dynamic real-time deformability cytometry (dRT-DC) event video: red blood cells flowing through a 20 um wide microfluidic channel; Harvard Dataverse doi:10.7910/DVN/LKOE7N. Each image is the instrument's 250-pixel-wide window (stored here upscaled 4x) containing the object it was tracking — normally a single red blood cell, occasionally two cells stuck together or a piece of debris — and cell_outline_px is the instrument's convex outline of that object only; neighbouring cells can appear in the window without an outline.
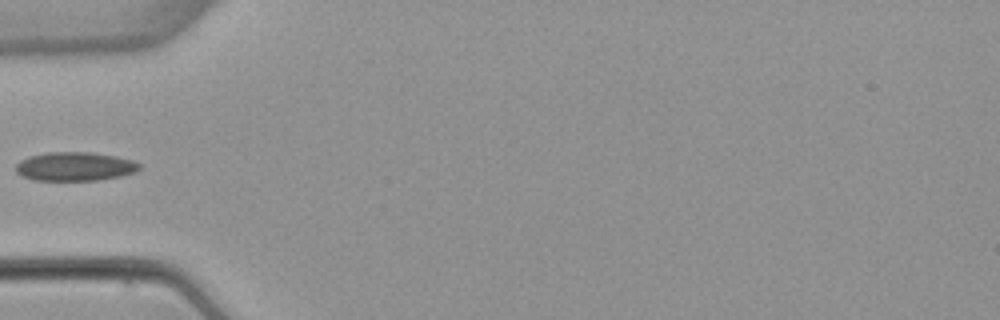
{"species": "common noctule bat (a hibernating species)", "species_latin": "Nyctalus noctula", "temperature_condition": "warm", "stored_images_in_passage": 2, "camera_frame_rate_fps": 3000, "um_per_image_px": 0.085, "animal": {"sex": "female", "body_mass_g": 22.7, "forearm_length_mm": 54.2}, "frame": {"image": 1, "passage_image": 2, "time_ms": 1.0, "image_size_px": [1000, 320], "cell_outline_px": [[140, 168], [136, 172], [120, 176], [96, 180], [36, 180], [24, 176], [16, 172], [16, 164], [20, 160], [28, 156], [48, 152], [92, 152], [116, 156], [132, 160], [140, 164]], "centroid_in_image_um": [6.37, 14.14], "position_along_channel_um": 78.6, "area_um2": 20.69}}